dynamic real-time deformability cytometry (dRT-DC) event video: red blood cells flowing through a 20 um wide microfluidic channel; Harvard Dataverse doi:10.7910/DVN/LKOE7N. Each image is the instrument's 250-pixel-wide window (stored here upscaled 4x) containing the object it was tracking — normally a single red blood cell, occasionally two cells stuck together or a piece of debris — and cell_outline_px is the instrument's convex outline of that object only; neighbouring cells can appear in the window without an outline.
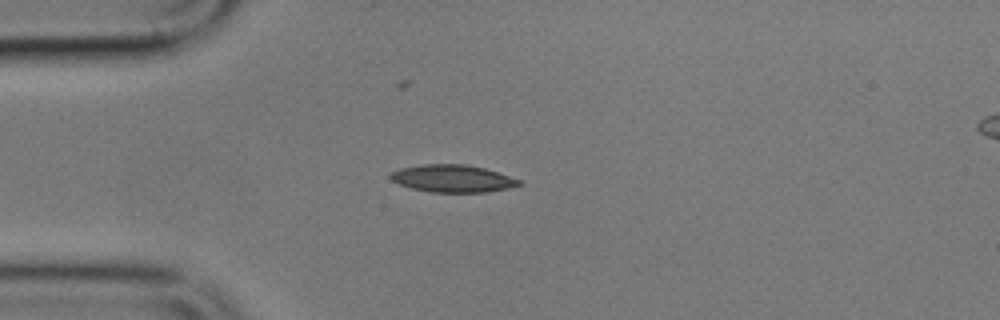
{"species": "common noctule bat (a hibernating species)", "species_latin": "Nyctalus noctula", "temperature_condition": "cold", "stored_images_in_passage": 3, "segment_of_instrument_passage": [1, 2], "camera_frame_rate_fps": 3000, "um_per_image_px": 0.085, "animal": {"sex": "male", "body_mass_g": 17.9}, "frame": {"image": 1, "passage_image": 2, "time_ms": 1.333, "image_size_px": [1000, 320], "cell_outline_px": [[524, 184], [508, 188], [488, 192], [432, 192], [412, 188], [400, 184], [392, 180], [388, 176], [392, 172], [400, 168], [420, 164], [464, 164], [484, 168], [520, 180]], "centroid_in_image_um": [38.46, 15.17], "position_along_channel_um": 46.5, "area_um2": 20.4}}